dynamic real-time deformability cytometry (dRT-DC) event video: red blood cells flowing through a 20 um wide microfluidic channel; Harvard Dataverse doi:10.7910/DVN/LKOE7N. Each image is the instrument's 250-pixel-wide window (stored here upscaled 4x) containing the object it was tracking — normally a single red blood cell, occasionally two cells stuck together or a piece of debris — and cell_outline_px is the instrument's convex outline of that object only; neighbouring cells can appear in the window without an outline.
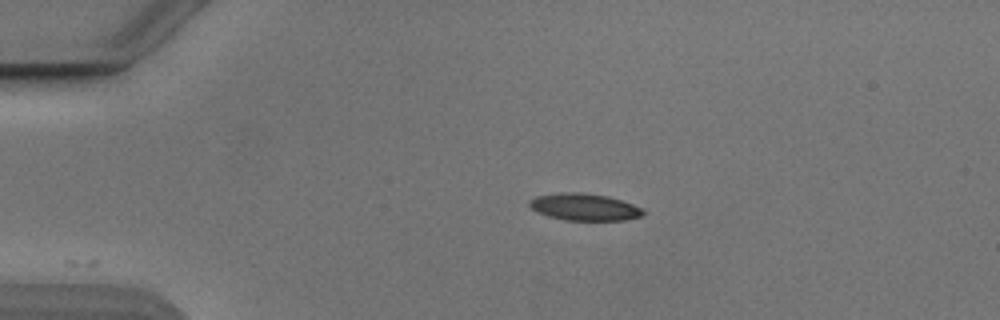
{"species": "Egyptian fruit bat (a non-hibernating species)", "species_latin": "Rousettus aegyptiacus", "temperature_condition": "cold", "stored_images_in_passage": 25, "camera_frame_rate_fps": 3000, "um_per_image_px": 0.085, "animal": {"sex": "male"}, "frame": {"image": 1, "passage_image": 1, "time_ms": 0.0, "image_size_px": [1000, 320], "cell_outline_px": [[644, 212], [640, 216], [624, 220], [564, 220], [548, 216], [536, 212], [528, 204], [528, 200], [536, 196], [560, 192], [580, 192], [608, 196], [632, 204], [640, 208]], "centroid_in_image_um": [49.6, 17.59], "position_along_channel_um": 35.4, "area_um2": 17.8}}
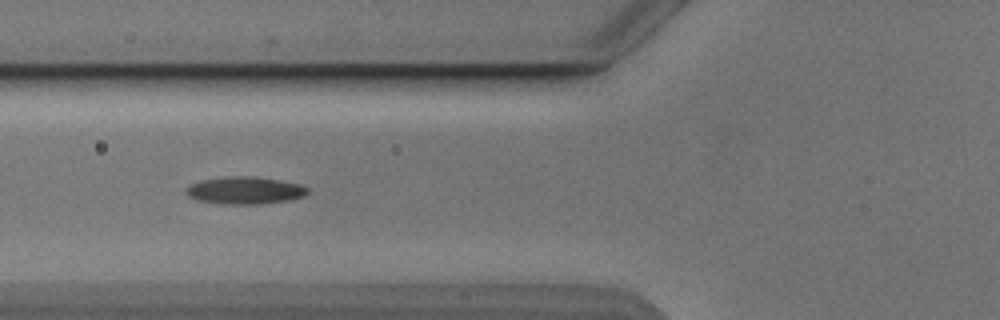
{"frame": {"image": 2, "passage_image": 10, "time_ms": 3.0, "image_size_px": [1000, 320], "cell_outline_px": [[308, 192], [304, 196], [288, 200], [260, 204], [220, 204], [200, 200], [188, 196], [184, 192], [192, 184], [200, 180], [228, 176], [248, 176], [276, 180], [300, 184], [308, 188]], "centroid_in_image_um": [20.8, 16.19], "position_along_channel_um": 105.0, "area_um2": 19.13}}
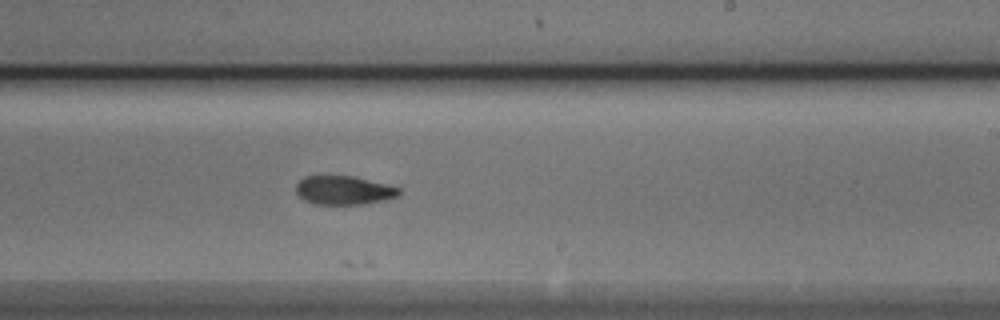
{"frame": {"image": 3, "passage_image": 22, "time_ms": 7.0, "image_size_px": [1000, 320], "cell_outline_px": [[400, 196], [384, 200], [360, 204], [316, 204], [304, 200], [296, 192], [296, 184], [304, 176], [352, 176], [388, 184], [400, 188]], "centroid_in_image_um": [29.24, 16.17], "position_along_channel_um": 259.8, "area_um2": 17.22}}